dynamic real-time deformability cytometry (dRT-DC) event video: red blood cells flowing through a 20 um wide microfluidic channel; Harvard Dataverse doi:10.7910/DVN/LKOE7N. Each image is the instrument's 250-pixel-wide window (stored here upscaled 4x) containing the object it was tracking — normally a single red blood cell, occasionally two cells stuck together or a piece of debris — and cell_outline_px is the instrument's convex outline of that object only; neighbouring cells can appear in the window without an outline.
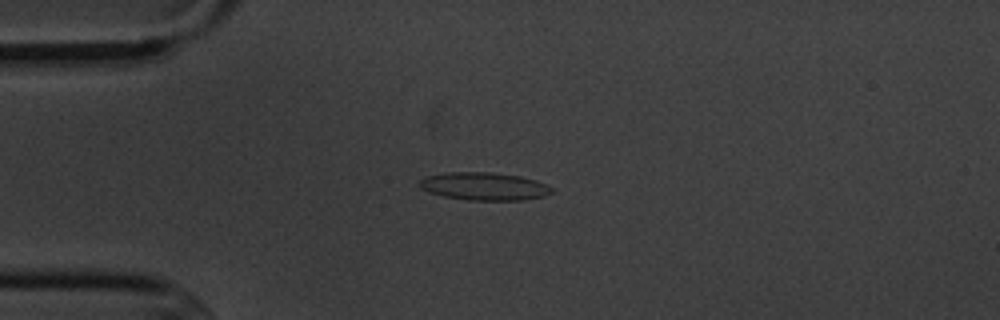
{"species": "common noctule bat (a hibernating species)", "species_latin": "Nyctalus noctula", "temperature_condition": "cold", "stored_images_in_passage": 5, "camera_frame_rate_fps": 3000, "um_per_image_px": 0.085, "animal": {"sex": "male", "body_mass_g": 20.1, "forearm_length_mm": 53.5}, "frame": {"image": 1, "passage_image": 2, "time_ms": 1.0, "image_size_px": [1000, 320], "cell_outline_px": [[552, 192], [544, 196], [520, 200], [468, 200], [444, 196], [420, 188], [420, 180], [428, 176], [444, 172], [488, 172], [520, 176], [536, 180], [552, 188]], "centroid_in_image_um": [41.16, 15.83], "position_along_channel_um": 43.8, "area_um2": 21.15}}
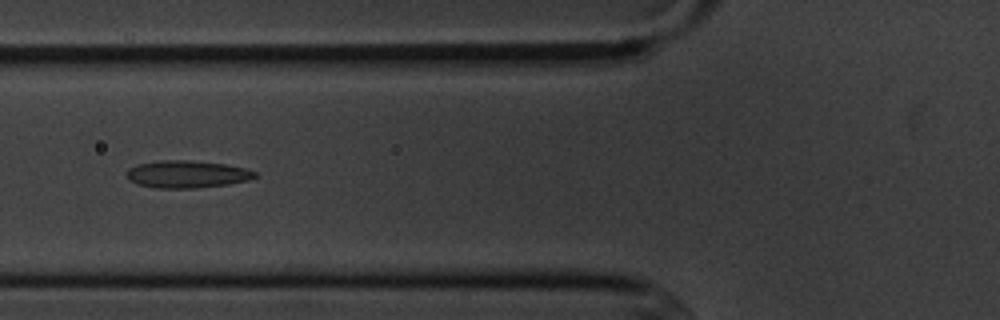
{"frame": {"image": 2, "passage_image": 4, "time_ms": 3.333, "image_size_px": [1000, 320], "cell_outline_px": [[256, 176], [248, 180], [228, 184], [196, 188], [156, 188], [136, 184], [128, 180], [128, 168], [140, 164], [160, 160], [188, 160], [224, 164], [244, 168], [256, 172]], "centroid_in_image_um": [15.87, 14.81], "position_along_channel_um": 109.9, "area_um2": 20.29}}
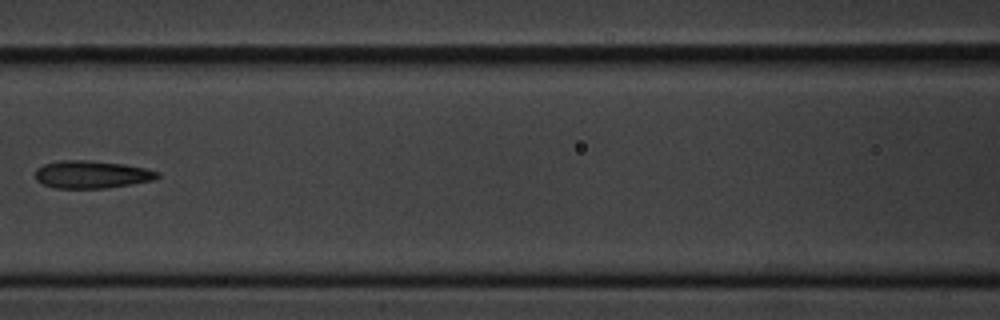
{"frame": {"image": 3, "passage_image": 5, "time_ms": 4.667, "image_size_px": [1000, 320], "cell_outline_px": [[160, 176], [152, 180], [108, 188], [56, 188], [44, 184], [36, 180], [36, 168], [44, 164], [60, 160], [88, 160], [124, 164], [144, 168], [160, 172]], "centroid_in_image_um": [7.78, 14.82], "position_along_channel_um": 158.8, "area_um2": 19.59}}